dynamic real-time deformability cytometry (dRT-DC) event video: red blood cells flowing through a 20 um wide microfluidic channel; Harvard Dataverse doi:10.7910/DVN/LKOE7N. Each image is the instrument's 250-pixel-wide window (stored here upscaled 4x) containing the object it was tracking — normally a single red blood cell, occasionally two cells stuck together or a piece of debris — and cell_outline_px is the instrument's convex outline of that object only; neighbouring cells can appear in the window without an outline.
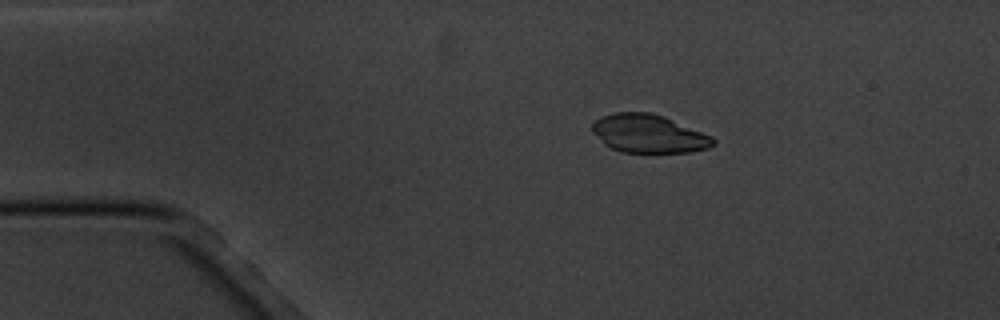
{"species": "common noctule bat (a hibernating species)", "species_latin": "Nyctalus noctula", "temperature_condition": "cold", "stored_images_in_passage": 9, "camera_frame_rate_fps": 3000, "um_per_image_px": 0.085, "animal": {"sex": "male", "body_mass_g": 20.1, "forearm_length_mm": 53.5}, "frame": {"image": 1, "passage_image": 3, "time_ms": 2.0, "image_size_px": [1000, 320], "cell_outline_px": [[716, 144], [708, 148], [688, 152], [620, 152], [604, 144], [592, 132], [592, 124], [596, 120], [604, 116], [616, 112], [648, 112], [660, 116], [712, 136], [716, 140]], "centroid_in_image_um": [55.12, 11.38], "position_along_channel_um": 29.9, "area_um2": 26.53}}
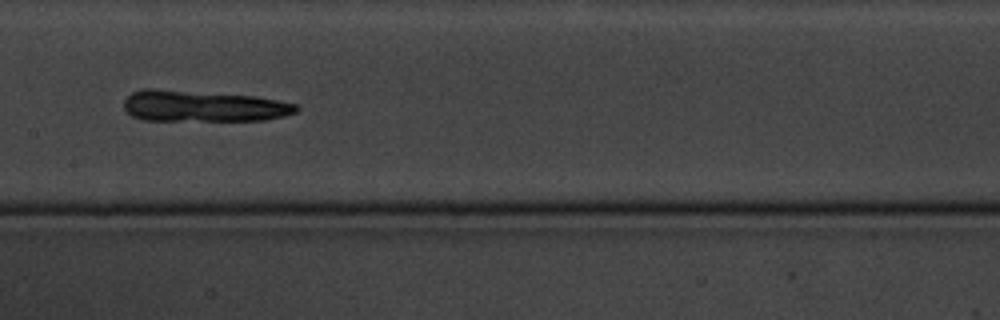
{"frame": {"image": 2, "passage_image": 8, "time_ms": 8.0, "image_size_px": [1000, 320], "cell_outline_px": [[300, 108], [296, 112], [284, 116], [264, 120], [144, 120], [132, 116], [124, 108], [124, 100], [132, 92], [144, 88], [156, 88], [252, 96], [276, 100], [296, 104]], "centroid_in_image_um": [17.23, 9.01], "position_along_channel_um": 190.2, "area_um2": 31.27}}